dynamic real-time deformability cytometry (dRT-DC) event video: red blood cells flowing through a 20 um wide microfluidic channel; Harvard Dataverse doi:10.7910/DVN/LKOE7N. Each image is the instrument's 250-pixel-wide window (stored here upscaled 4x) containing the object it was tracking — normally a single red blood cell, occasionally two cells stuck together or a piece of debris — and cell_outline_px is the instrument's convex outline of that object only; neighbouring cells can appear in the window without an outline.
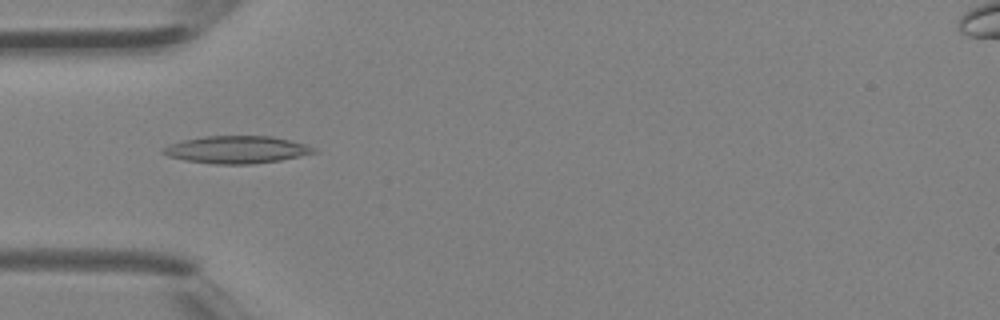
{"species": "Egyptian fruit bat (a non-hibernating species)", "species_latin": "Rousettus aegyptiacus", "temperature_condition": "room temperature", "stored_images_in_passage": 40, "camera_frame_rate_fps": 3000, "um_per_image_px": 0.085, "animal": {"sex": "female"}, "frame": {"image": 1, "passage_image": 13, "time_ms": 4.0, "image_size_px": [1000, 320], "cell_outline_px": [[316, 152], [300, 156], [280, 160], [252, 164], [212, 164], [184, 160], [168, 156], [160, 152], [168, 144], [184, 140], [204, 136], [272, 136], [304, 144], [316, 148]], "centroid_in_image_um": [20.08, 12.72], "position_along_channel_um": 64.9, "area_um2": 23.99}}
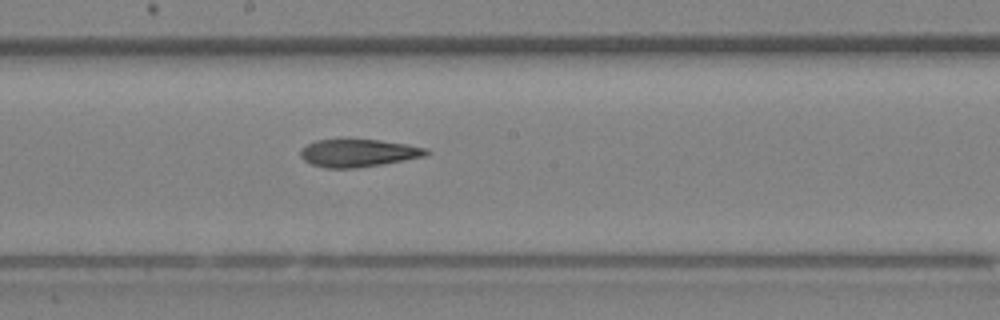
{"frame": {"image": 2, "passage_image": 22, "time_ms": 7.0, "image_size_px": [1000, 320], "cell_outline_px": [[432, 152], [424, 156], [380, 164], [356, 168], [328, 168], [312, 164], [304, 160], [300, 156], [300, 148], [316, 140], [348, 136], [380, 140], [408, 144], [428, 148]], "centroid_in_image_um": [30.42, 12.95], "position_along_channel_um": 217.8, "area_um2": 21.04}}
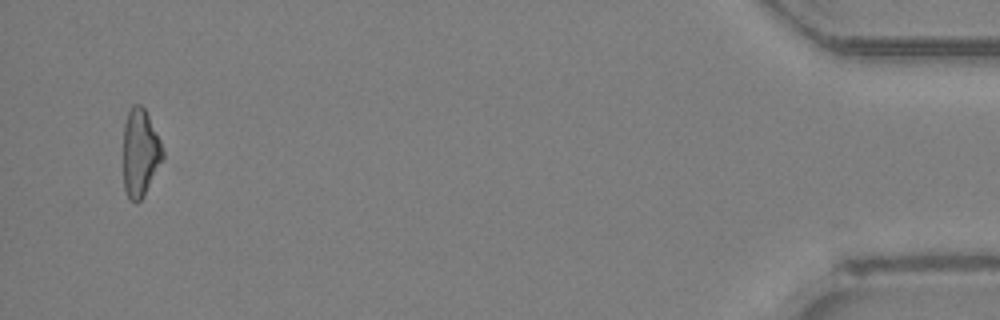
{"frame": {"image": 3, "passage_image": 39, "time_ms": 12.667, "image_size_px": [1000, 320], "cell_outline_px": [[164, 156], [144, 196], [136, 204], [128, 200], [124, 188], [124, 124], [128, 112], [132, 104], [140, 104], [144, 108], [160, 140], [164, 152]], "centroid_in_image_um": [11.91, 13.02], "position_along_channel_um": 423.3, "area_um2": 20.11}}